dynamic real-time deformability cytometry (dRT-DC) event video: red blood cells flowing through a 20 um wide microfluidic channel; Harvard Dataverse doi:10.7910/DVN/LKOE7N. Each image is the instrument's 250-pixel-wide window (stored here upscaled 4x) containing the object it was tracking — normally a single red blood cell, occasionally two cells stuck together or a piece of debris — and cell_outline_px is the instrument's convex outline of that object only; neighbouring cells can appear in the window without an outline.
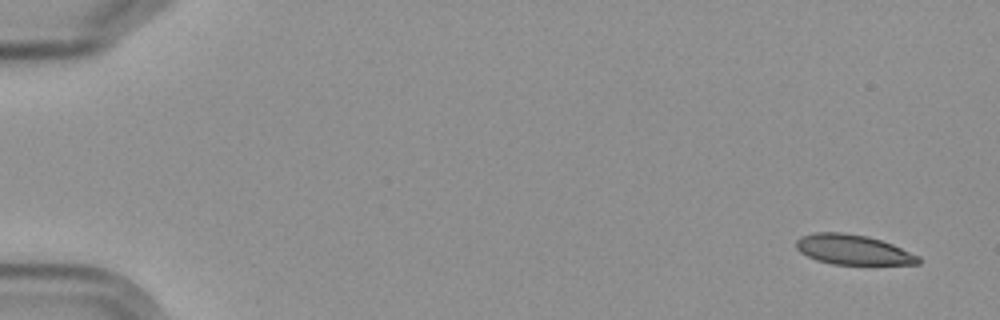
{"species": "Egyptian fruit bat (a non-hibernating species)", "species_latin": "Rousettus aegyptiacus", "temperature_condition": "cold", "stored_images_in_passage": 5, "camera_frame_rate_fps": 3000, "um_per_image_px": 0.085, "frame": {"image": 1, "passage_image": 1, "time_ms": 0.0, "image_size_px": [1000, 320], "cell_outline_px": [[920, 264], [832, 264], [816, 260], [800, 252], [796, 248], [796, 240], [800, 236], [816, 232], [844, 232], [868, 236], [892, 244], [920, 256]], "centroid_in_image_um": [72.49, 21.21], "position_along_channel_um": 12.5, "area_um2": 21.33}}
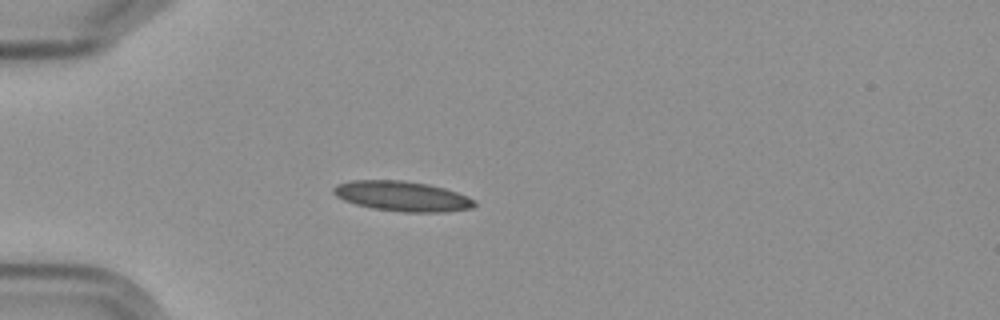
{"frame": {"image": 2, "passage_image": 5, "time_ms": 4.667, "image_size_px": [1000, 320], "cell_outline_px": [[476, 204], [472, 208], [444, 212], [404, 212], [372, 208], [356, 204], [344, 200], [336, 196], [332, 192], [332, 188], [336, 184], [352, 180], [400, 180], [428, 184], [444, 188], [468, 196], [476, 200]], "centroid_in_image_um": [34.18, 16.67], "position_along_channel_um": 50.8, "area_um2": 24.74}}